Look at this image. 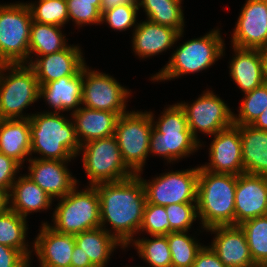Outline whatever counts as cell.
<instances>
[{
    "instance_id": "cell-43",
    "label": "cell",
    "mask_w": 267,
    "mask_h": 267,
    "mask_svg": "<svg viewBox=\"0 0 267 267\" xmlns=\"http://www.w3.org/2000/svg\"><path fill=\"white\" fill-rule=\"evenodd\" d=\"M25 258L19 250L0 244V267H16Z\"/></svg>"
},
{
    "instance_id": "cell-5",
    "label": "cell",
    "mask_w": 267,
    "mask_h": 267,
    "mask_svg": "<svg viewBox=\"0 0 267 267\" xmlns=\"http://www.w3.org/2000/svg\"><path fill=\"white\" fill-rule=\"evenodd\" d=\"M221 37L217 28L200 38L183 42L172 53L168 63L151 77V81L172 80L208 69L224 55L225 43Z\"/></svg>"
},
{
    "instance_id": "cell-45",
    "label": "cell",
    "mask_w": 267,
    "mask_h": 267,
    "mask_svg": "<svg viewBox=\"0 0 267 267\" xmlns=\"http://www.w3.org/2000/svg\"><path fill=\"white\" fill-rule=\"evenodd\" d=\"M122 5H138V0H101L100 13Z\"/></svg>"
},
{
    "instance_id": "cell-40",
    "label": "cell",
    "mask_w": 267,
    "mask_h": 267,
    "mask_svg": "<svg viewBox=\"0 0 267 267\" xmlns=\"http://www.w3.org/2000/svg\"><path fill=\"white\" fill-rule=\"evenodd\" d=\"M138 5H122L105 11L101 15V24L106 22L110 28L118 31H126L137 27Z\"/></svg>"
},
{
    "instance_id": "cell-35",
    "label": "cell",
    "mask_w": 267,
    "mask_h": 267,
    "mask_svg": "<svg viewBox=\"0 0 267 267\" xmlns=\"http://www.w3.org/2000/svg\"><path fill=\"white\" fill-rule=\"evenodd\" d=\"M244 95L239 114H233V125H251L267 108V83Z\"/></svg>"
},
{
    "instance_id": "cell-38",
    "label": "cell",
    "mask_w": 267,
    "mask_h": 267,
    "mask_svg": "<svg viewBox=\"0 0 267 267\" xmlns=\"http://www.w3.org/2000/svg\"><path fill=\"white\" fill-rule=\"evenodd\" d=\"M170 232L187 231L198 217L197 203H179L165 206Z\"/></svg>"
},
{
    "instance_id": "cell-41",
    "label": "cell",
    "mask_w": 267,
    "mask_h": 267,
    "mask_svg": "<svg viewBox=\"0 0 267 267\" xmlns=\"http://www.w3.org/2000/svg\"><path fill=\"white\" fill-rule=\"evenodd\" d=\"M21 168L23 167L18 162L0 153V188H6L10 191L17 179L15 176Z\"/></svg>"
},
{
    "instance_id": "cell-32",
    "label": "cell",
    "mask_w": 267,
    "mask_h": 267,
    "mask_svg": "<svg viewBox=\"0 0 267 267\" xmlns=\"http://www.w3.org/2000/svg\"><path fill=\"white\" fill-rule=\"evenodd\" d=\"M139 257L149 264L148 267H172L171 252L166 235H152V239H134Z\"/></svg>"
},
{
    "instance_id": "cell-36",
    "label": "cell",
    "mask_w": 267,
    "mask_h": 267,
    "mask_svg": "<svg viewBox=\"0 0 267 267\" xmlns=\"http://www.w3.org/2000/svg\"><path fill=\"white\" fill-rule=\"evenodd\" d=\"M27 5L35 22L60 27L69 22L66 0H39Z\"/></svg>"
},
{
    "instance_id": "cell-47",
    "label": "cell",
    "mask_w": 267,
    "mask_h": 267,
    "mask_svg": "<svg viewBox=\"0 0 267 267\" xmlns=\"http://www.w3.org/2000/svg\"><path fill=\"white\" fill-rule=\"evenodd\" d=\"M251 125L256 129L267 131V108Z\"/></svg>"
},
{
    "instance_id": "cell-6",
    "label": "cell",
    "mask_w": 267,
    "mask_h": 267,
    "mask_svg": "<svg viewBox=\"0 0 267 267\" xmlns=\"http://www.w3.org/2000/svg\"><path fill=\"white\" fill-rule=\"evenodd\" d=\"M77 186L59 198L55 207L50 227L58 233L75 235L100 227V198L96 187L89 185L78 190Z\"/></svg>"
},
{
    "instance_id": "cell-24",
    "label": "cell",
    "mask_w": 267,
    "mask_h": 267,
    "mask_svg": "<svg viewBox=\"0 0 267 267\" xmlns=\"http://www.w3.org/2000/svg\"><path fill=\"white\" fill-rule=\"evenodd\" d=\"M232 47L235 55L230 61L229 73L239 89L247 93L264 84L263 63L259 49Z\"/></svg>"
},
{
    "instance_id": "cell-10",
    "label": "cell",
    "mask_w": 267,
    "mask_h": 267,
    "mask_svg": "<svg viewBox=\"0 0 267 267\" xmlns=\"http://www.w3.org/2000/svg\"><path fill=\"white\" fill-rule=\"evenodd\" d=\"M150 113L128 111L118 118L114 137L126 166L136 175L143 171L153 131Z\"/></svg>"
},
{
    "instance_id": "cell-28",
    "label": "cell",
    "mask_w": 267,
    "mask_h": 267,
    "mask_svg": "<svg viewBox=\"0 0 267 267\" xmlns=\"http://www.w3.org/2000/svg\"><path fill=\"white\" fill-rule=\"evenodd\" d=\"M76 245L81 248L95 267H105L117 246L125 247L102 227L83 231L74 235Z\"/></svg>"
},
{
    "instance_id": "cell-15",
    "label": "cell",
    "mask_w": 267,
    "mask_h": 267,
    "mask_svg": "<svg viewBox=\"0 0 267 267\" xmlns=\"http://www.w3.org/2000/svg\"><path fill=\"white\" fill-rule=\"evenodd\" d=\"M213 136L209 148L210 162L201 167L214 173L243 174L240 129L236 125H232Z\"/></svg>"
},
{
    "instance_id": "cell-12",
    "label": "cell",
    "mask_w": 267,
    "mask_h": 267,
    "mask_svg": "<svg viewBox=\"0 0 267 267\" xmlns=\"http://www.w3.org/2000/svg\"><path fill=\"white\" fill-rule=\"evenodd\" d=\"M131 96L129 89L120 85L112 76L87 65L83 67L82 106L117 113L126 114L127 98Z\"/></svg>"
},
{
    "instance_id": "cell-19",
    "label": "cell",
    "mask_w": 267,
    "mask_h": 267,
    "mask_svg": "<svg viewBox=\"0 0 267 267\" xmlns=\"http://www.w3.org/2000/svg\"><path fill=\"white\" fill-rule=\"evenodd\" d=\"M28 61V65L34 70L39 85H43L62 77H73L85 65L83 54L79 46L69 45L59 52L35 57Z\"/></svg>"
},
{
    "instance_id": "cell-20",
    "label": "cell",
    "mask_w": 267,
    "mask_h": 267,
    "mask_svg": "<svg viewBox=\"0 0 267 267\" xmlns=\"http://www.w3.org/2000/svg\"><path fill=\"white\" fill-rule=\"evenodd\" d=\"M33 251L39 258V267H70L76 244L74 235L61 234L43 222L41 230L33 240Z\"/></svg>"
},
{
    "instance_id": "cell-13",
    "label": "cell",
    "mask_w": 267,
    "mask_h": 267,
    "mask_svg": "<svg viewBox=\"0 0 267 267\" xmlns=\"http://www.w3.org/2000/svg\"><path fill=\"white\" fill-rule=\"evenodd\" d=\"M192 104L178 103L184 110L192 136L198 139V131L213 136L233 125V114L229 106L214 95L212 91H205Z\"/></svg>"
},
{
    "instance_id": "cell-30",
    "label": "cell",
    "mask_w": 267,
    "mask_h": 267,
    "mask_svg": "<svg viewBox=\"0 0 267 267\" xmlns=\"http://www.w3.org/2000/svg\"><path fill=\"white\" fill-rule=\"evenodd\" d=\"M182 0H138V7L145 11L147 19L162 26L184 31Z\"/></svg>"
},
{
    "instance_id": "cell-31",
    "label": "cell",
    "mask_w": 267,
    "mask_h": 267,
    "mask_svg": "<svg viewBox=\"0 0 267 267\" xmlns=\"http://www.w3.org/2000/svg\"><path fill=\"white\" fill-rule=\"evenodd\" d=\"M27 225L26 218L11 209L0 214V244L19 250L25 257H31L33 248L30 250L25 240Z\"/></svg>"
},
{
    "instance_id": "cell-8",
    "label": "cell",
    "mask_w": 267,
    "mask_h": 267,
    "mask_svg": "<svg viewBox=\"0 0 267 267\" xmlns=\"http://www.w3.org/2000/svg\"><path fill=\"white\" fill-rule=\"evenodd\" d=\"M32 21L27 3L0 4V58L6 64H28Z\"/></svg>"
},
{
    "instance_id": "cell-25",
    "label": "cell",
    "mask_w": 267,
    "mask_h": 267,
    "mask_svg": "<svg viewBox=\"0 0 267 267\" xmlns=\"http://www.w3.org/2000/svg\"><path fill=\"white\" fill-rule=\"evenodd\" d=\"M10 209L15 211L21 217L27 218V215L51 209L54 200L44 190H42L27 174L19 176L14 181L9 191Z\"/></svg>"
},
{
    "instance_id": "cell-18",
    "label": "cell",
    "mask_w": 267,
    "mask_h": 267,
    "mask_svg": "<svg viewBox=\"0 0 267 267\" xmlns=\"http://www.w3.org/2000/svg\"><path fill=\"white\" fill-rule=\"evenodd\" d=\"M215 233L211 249L226 267H253L254 263L245 232L239 225L216 226L206 230Z\"/></svg>"
},
{
    "instance_id": "cell-39",
    "label": "cell",
    "mask_w": 267,
    "mask_h": 267,
    "mask_svg": "<svg viewBox=\"0 0 267 267\" xmlns=\"http://www.w3.org/2000/svg\"><path fill=\"white\" fill-rule=\"evenodd\" d=\"M144 231L151 236L170 233V223L164 206L146 203L139 229V232Z\"/></svg>"
},
{
    "instance_id": "cell-34",
    "label": "cell",
    "mask_w": 267,
    "mask_h": 267,
    "mask_svg": "<svg viewBox=\"0 0 267 267\" xmlns=\"http://www.w3.org/2000/svg\"><path fill=\"white\" fill-rule=\"evenodd\" d=\"M187 231H176L167 234L171 252L172 267H192L197 253L203 247Z\"/></svg>"
},
{
    "instance_id": "cell-9",
    "label": "cell",
    "mask_w": 267,
    "mask_h": 267,
    "mask_svg": "<svg viewBox=\"0 0 267 267\" xmlns=\"http://www.w3.org/2000/svg\"><path fill=\"white\" fill-rule=\"evenodd\" d=\"M81 152L83 167L91 186L119 182L135 175L124 163L114 135L81 145L78 155Z\"/></svg>"
},
{
    "instance_id": "cell-51",
    "label": "cell",
    "mask_w": 267,
    "mask_h": 267,
    "mask_svg": "<svg viewBox=\"0 0 267 267\" xmlns=\"http://www.w3.org/2000/svg\"><path fill=\"white\" fill-rule=\"evenodd\" d=\"M253 267H265L264 265H255Z\"/></svg>"
},
{
    "instance_id": "cell-44",
    "label": "cell",
    "mask_w": 267,
    "mask_h": 267,
    "mask_svg": "<svg viewBox=\"0 0 267 267\" xmlns=\"http://www.w3.org/2000/svg\"><path fill=\"white\" fill-rule=\"evenodd\" d=\"M70 267H95L88 257L82 253L81 248L75 244L72 256H71V265Z\"/></svg>"
},
{
    "instance_id": "cell-3",
    "label": "cell",
    "mask_w": 267,
    "mask_h": 267,
    "mask_svg": "<svg viewBox=\"0 0 267 267\" xmlns=\"http://www.w3.org/2000/svg\"><path fill=\"white\" fill-rule=\"evenodd\" d=\"M237 176L214 173L199 166L197 213L204 230L235 225Z\"/></svg>"
},
{
    "instance_id": "cell-26",
    "label": "cell",
    "mask_w": 267,
    "mask_h": 267,
    "mask_svg": "<svg viewBox=\"0 0 267 267\" xmlns=\"http://www.w3.org/2000/svg\"><path fill=\"white\" fill-rule=\"evenodd\" d=\"M30 150V118L0 119V153L22 166Z\"/></svg>"
},
{
    "instance_id": "cell-42",
    "label": "cell",
    "mask_w": 267,
    "mask_h": 267,
    "mask_svg": "<svg viewBox=\"0 0 267 267\" xmlns=\"http://www.w3.org/2000/svg\"><path fill=\"white\" fill-rule=\"evenodd\" d=\"M192 267H226L210 246H204L197 253Z\"/></svg>"
},
{
    "instance_id": "cell-21",
    "label": "cell",
    "mask_w": 267,
    "mask_h": 267,
    "mask_svg": "<svg viewBox=\"0 0 267 267\" xmlns=\"http://www.w3.org/2000/svg\"><path fill=\"white\" fill-rule=\"evenodd\" d=\"M183 32L179 33L176 29L162 26L148 19L137 22L131 40L133 51L142 59L158 55L175 45L183 37Z\"/></svg>"
},
{
    "instance_id": "cell-48",
    "label": "cell",
    "mask_w": 267,
    "mask_h": 267,
    "mask_svg": "<svg viewBox=\"0 0 267 267\" xmlns=\"http://www.w3.org/2000/svg\"><path fill=\"white\" fill-rule=\"evenodd\" d=\"M259 51L262 57L264 79L267 83V47L260 48Z\"/></svg>"
},
{
    "instance_id": "cell-1",
    "label": "cell",
    "mask_w": 267,
    "mask_h": 267,
    "mask_svg": "<svg viewBox=\"0 0 267 267\" xmlns=\"http://www.w3.org/2000/svg\"><path fill=\"white\" fill-rule=\"evenodd\" d=\"M94 186L100 198V227L127 248L139 232L147 203L141 179L134 175L123 181ZM106 222L111 224V230L105 228Z\"/></svg>"
},
{
    "instance_id": "cell-11",
    "label": "cell",
    "mask_w": 267,
    "mask_h": 267,
    "mask_svg": "<svg viewBox=\"0 0 267 267\" xmlns=\"http://www.w3.org/2000/svg\"><path fill=\"white\" fill-rule=\"evenodd\" d=\"M136 175L143 183L147 203L164 207L174 203H197L199 166L163 173L152 181L144 180L140 173Z\"/></svg>"
},
{
    "instance_id": "cell-22",
    "label": "cell",
    "mask_w": 267,
    "mask_h": 267,
    "mask_svg": "<svg viewBox=\"0 0 267 267\" xmlns=\"http://www.w3.org/2000/svg\"><path fill=\"white\" fill-rule=\"evenodd\" d=\"M83 68L73 77H62L40 85V98H44L53 112L77 111L82 105Z\"/></svg>"
},
{
    "instance_id": "cell-2",
    "label": "cell",
    "mask_w": 267,
    "mask_h": 267,
    "mask_svg": "<svg viewBox=\"0 0 267 267\" xmlns=\"http://www.w3.org/2000/svg\"><path fill=\"white\" fill-rule=\"evenodd\" d=\"M32 153L42 160L71 161L80 150L73 120L55 112H38L30 117Z\"/></svg>"
},
{
    "instance_id": "cell-33",
    "label": "cell",
    "mask_w": 267,
    "mask_h": 267,
    "mask_svg": "<svg viewBox=\"0 0 267 267\" xmlns=\"http://www.w3.org/2000/svg\"><path fill=\"white\" fill-rule=\"evenodd\" d=\"M239 226L245 232L254 263H267V215L247 220Z\"/></svg>"
},
{
    "instance_id": "cell-29",
    "label": "cell",
    "mask_w": 267,
    "mask_h": 267,
    "mask_svg": "<svg viewBox=\"0 0 267 267\" xmlns=\"http://www.w3.org/2000/svg\"><path fill=\"white\" fill-rule=\"evenodd\" d=\"M62 27L57 25H47L32 21L30 41H29V60L32 54L44 56L66 49L65 34H62Z\"/></svg>"
},
{
    "instance_id": "cell-50",
    "label": "cell",
    "mask_w": 267,
    "mask_h": 267,
    "mask_svg": "<svg viewBox=\"0 0 267 267\" xmlns=\"http://www.w3.org/2000/svg\"><path fill=\"white\" fill-rule=\"evenodd\" d=\"M5 65H6V63L0 58V73H1V71Z\"/></svg>"
},
{
    "instance_id": "cell-27",
    "label": "cell",
    "mask_w": 267,
    "mask_h": 267,
    "mask_svg": "<svg viewBox=\"0 0 267 267\" xmlns=\"http://www.w3.org/2000/svg\"><path fill=\"white\" fill-rule=\"evenodd\" d=\"M240 129L244 173L267 176V131L252 125H236Z\"/></svg>"
},
{
    "instance_id": "cell-14",
    "label": "cell",
    "mask_w": 267,
    "mask_h": 267,
    "mask_svg": "<svg viewBox=\"0 0 267 267\" xmlns=\"http://www.w3.org/2000/svg\"><path fill=\"white\" fill-rule=\"evenodd\" d=\"M232 46L267 47V0H246L231 38Z\"/></svg>"
},
{
    "instance_id": "cell-16",
    "label": "cell",
    "mask_w": 267,
    "mask_h": 267,
    "mask_svg": "<svg viewBox=\"0 0 267 267\" xmlns=\"http://www.w3.org/2000/svg\"><path fill=\"white\" fill-rule=\"evenodd\" d=\"M267 215V176L243 173L237 176L235 225Z\"/></svg>"
},
{
    "instance_id": "cell-17",
    "label": "cell",
    "mask_w": 267,
    "mask_h": 267,
    "mask_svg": "<svg viewBox=\"0 0 267 267\" xmlns=\"http://www.w3.org/2000/svg\"><path fill=\"white\" fill-rule=\"evenodd\" d=\"M28 177L53 199L59 200L72 191L79 182L69 172L70 161L42 160L30 157Z\"/></svg>"
},
{
    "instance_id": "cell-4",
    "label": "cell",
    "mask_w": 267,
    "mask_h": 267,
    "mask_svg": "<svg viewBox=\"0 0 267 267\" xmlns=\"http://www.w3.org/2000/svg\"><path fill=\"white\" fill-rule=\"evenodd\" d=\"M149 113L154 127L149 142V155H159L173 163L202 146L192 136L185 112L178 103L166 107L158 121H154L153 112Z\"/></svg>"
},
{
    "instance_id": "cell-7",
    "label": "cell",
    "mask_w": 267,
    "mask_h": 267,
    "mask_svg": "<svg viewBox=\"0 0 267 267\" xmlns=\"http://www.w3.org/2000/svg\"><path fill=\"white\" fill-rule=\"evenodd\" d=\"M4 71L8 72L4 74ZM40 85L27 64H6L0 73V119L30 118L22 113L40 99Z\"/></svg>"
},
{
    "instance_id": "cell-23",
    "label": "cell",
    "mask_w": 267,
    "mask_h": 267,
    "mask_svg": "<svg viewBox=\"0 0 267 267\" xmlns=\"http://www.w3.org/2000/svg\"><path fill=\"white\" fill-rule=\"evenodd\" d=\"M119 117L114 112L94 110L84 106L71 113L80 145L114 135Z\"/></svg>"
},
{
    "instance_id": "cell-37",
    "label": "cell",
    "mask_w": 267,
    "mask_h": 267,
    "mask_svg": "<svg viewBox=\"0 0 267 267\" xmlns=\"http://www.w3.org/2000/svg\"><path fill=\"white\" fill-rule=\"evenodd\" d=\"M69 21L76 26L101 24V0H66Z\"/></svg>"
},
{
    "instance_id": "cell-49",
    "label": "cell",
    "mask_w": 267,
    "mask_h": 267,
    "mask_svg": "<svg viewBox=\"0 0 267 267\" xmlns=\"http://www.w3.org/2000/svg\"><path fill=\"white\" fill-rule=\"evenodd\" d=\"M32 260L30 257H26L19 265H17L16 267H31V262Z\"/></svg>"
},
{
    "instance_id": "cell-46",
    "label": "cell",
    "mask_w": 267,
    "mask_h": 267,
    "mask_svg": "<svg viewBox=\"0 0 267 267\" xmlns=\"http://www.w3.org/2000/svg\"><path fill=\"white\" fill-rule=\"evenodd\" d=\"M10 196L9 190L6 188H0V214L10 209Z\"/></svg>"
}]
</instances>
